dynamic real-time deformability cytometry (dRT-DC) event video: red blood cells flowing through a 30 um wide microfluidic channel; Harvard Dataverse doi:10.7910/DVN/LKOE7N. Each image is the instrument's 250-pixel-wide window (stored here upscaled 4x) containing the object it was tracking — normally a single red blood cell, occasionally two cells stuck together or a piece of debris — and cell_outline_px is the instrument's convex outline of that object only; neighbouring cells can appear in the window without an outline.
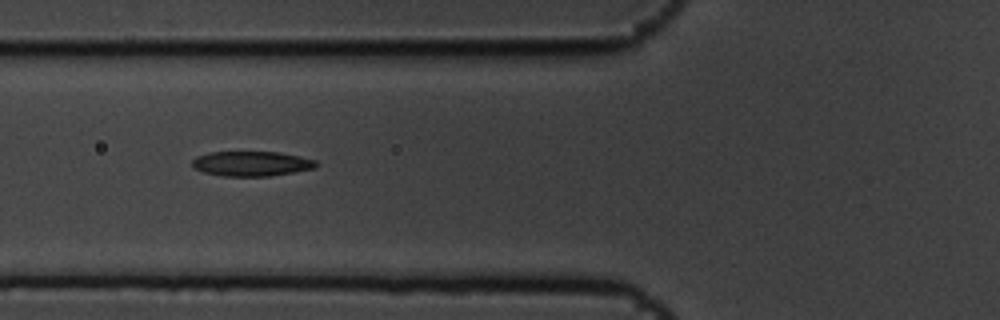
{"species": "common noctule bat (a hibernating species)", "species_latin": "Nyctalus noctula", "temperature_condition": "cold", "stored_images_in_passage": 7, "camera_frame_rate_fps": 3000, "um_per_image_px": 0.085, "animal": {"sex": "male", "body_mass_g": 19.5, "forearm_length_mm": 54.6}, "frame": {"image": 1, "passage_image": 3, "time_ms": 0.667, "image_size_px": [1000, 320], "cell_outline_px": [[320, 164], [316, 168], [268, 176], [224, 176], [204, 172], [192, 168], [192, 160], [196, 156], [208, 152], [280, 152], [300, 156], [316, 160]], "centroid_in_image_um": [21.38, 13.9], "position_along_channel_um": 104.4, "area_um2": 18.09}}
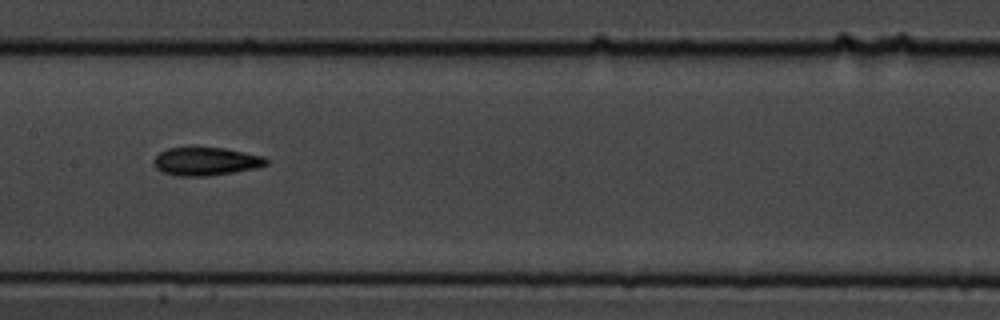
{"frame": {"image": 2, "passage_image": 5, "time_ms": 1.333, "image_size_px": [1000, 320], "cell_outline_px": [[268, 164], [256, 168], [208, 176], [176, 176], [160, 172], [156, 168], [152, 160], [160, 152], [168, 148], [224, 148], [264, 156], [268, 160]], "centroid_in_image_um": [17.48, 13.73], "position_along_channel_um": 189.9, "area_um2": 18.44}}
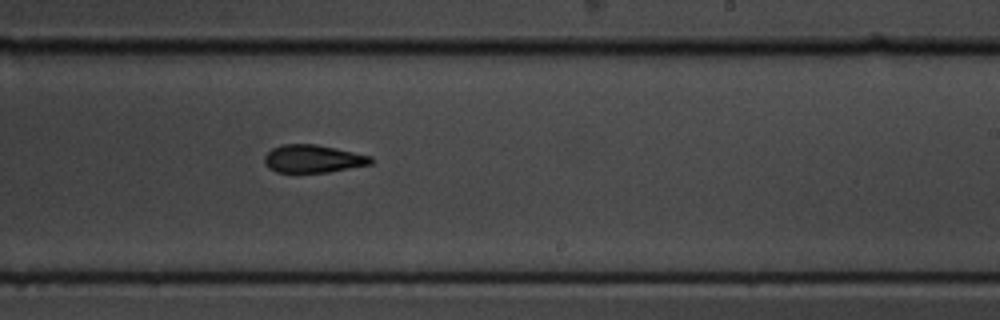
{"frame": {"image": 3, "passage_image": 7, "time_ms": 2.0, "image_size_px": [1000, 320], "cell_outline_px": [[372, 164], [328, 172], [276, 172], [268, 168], [264, 164], [264, 156], [272, 148], [280, 144], [316, 144], [336, 148], [372, 156]], "centroid_in_image_um": [26.58, 13.49], "position_along_channel_um": 262.4, "area_um2": 17.34}}